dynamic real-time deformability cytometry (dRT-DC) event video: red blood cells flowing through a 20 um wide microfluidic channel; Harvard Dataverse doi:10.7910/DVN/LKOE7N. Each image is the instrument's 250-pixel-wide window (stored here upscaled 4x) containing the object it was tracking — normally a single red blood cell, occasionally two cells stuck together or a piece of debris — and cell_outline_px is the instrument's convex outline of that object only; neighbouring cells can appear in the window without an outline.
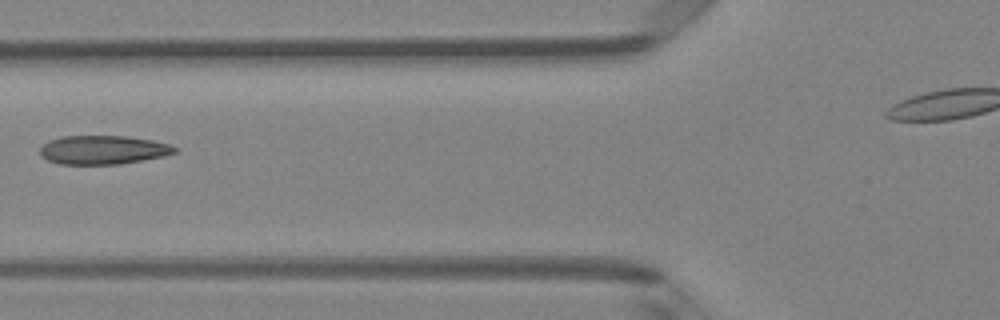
{"species": "Egyptian fruit bat (a non-hibernating species)", "species_latin": "Rousettus aegyptiacus", "temperature_condition": "room temperature", "stored_images_in_passage": 2, "camera_frame_rate_fps": 3000, "um_per_image_px": 0.085, "animal": {"sex": "female"}, "frame": {"image": 1, "passage_image": 2, "time_ms": 0.333, "image_size_px": [1000, 320], "cell_outline_px": [[180, 148], [176, 152], [164, 156], [120, 164], [60, 164], [48, 160], [40, 156], [40, 148], [48, 140], [60, 136], [128, 136], [152, 140], [168, 144]], "centroid_in_image_um": [8.76, 12.73], "position_along_channel_um": 117.0, "area_um2": 22.72}}